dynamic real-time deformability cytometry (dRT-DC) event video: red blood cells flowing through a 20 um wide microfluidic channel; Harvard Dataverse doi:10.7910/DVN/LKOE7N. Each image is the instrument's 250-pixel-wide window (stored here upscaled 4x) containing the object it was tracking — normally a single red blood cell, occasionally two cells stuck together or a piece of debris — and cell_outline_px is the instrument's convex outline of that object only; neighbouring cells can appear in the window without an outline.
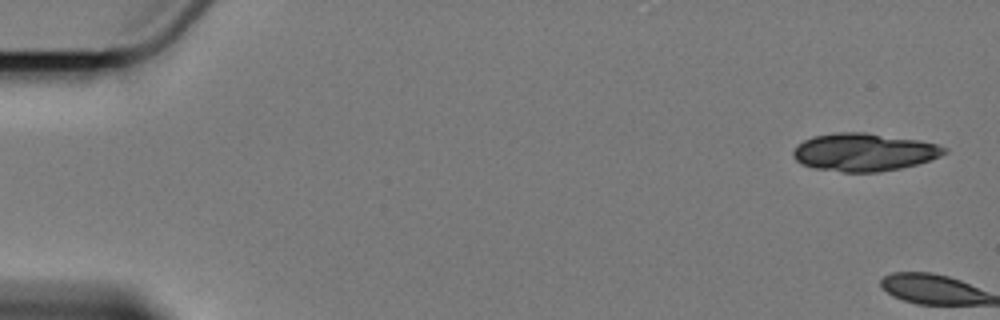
{"species": "Egyptian fruit bat (a non-hibernating species)", "species_latin": "Rousettus aegyptiacus", "temperature_condition": "cold", "stored_images_in_passage": 2, "camera_frame_rate_fps": 3000, "um_per_image_px": 0.085, "animal": {"sex": "female"}, "frame": {"image": 1, "passage_image": 1, "time_ms": 0.0, "image_size_px": [1000, 320], "cell_outline_px": [[948, 152], [940, 156], [916, 164], [900, 168], [880, 172], [844, 172], [812, 168], [800, 164], [792, 156], [792, 152], [796, 144], [812, 136], [832, 132], [864, 132], [920, 140], [936, 144], [948, 148]], "centroid_in_image_um": [73.39, 12.93], "position_along_channel_um": 11.6, "area_um2": 33.64}}